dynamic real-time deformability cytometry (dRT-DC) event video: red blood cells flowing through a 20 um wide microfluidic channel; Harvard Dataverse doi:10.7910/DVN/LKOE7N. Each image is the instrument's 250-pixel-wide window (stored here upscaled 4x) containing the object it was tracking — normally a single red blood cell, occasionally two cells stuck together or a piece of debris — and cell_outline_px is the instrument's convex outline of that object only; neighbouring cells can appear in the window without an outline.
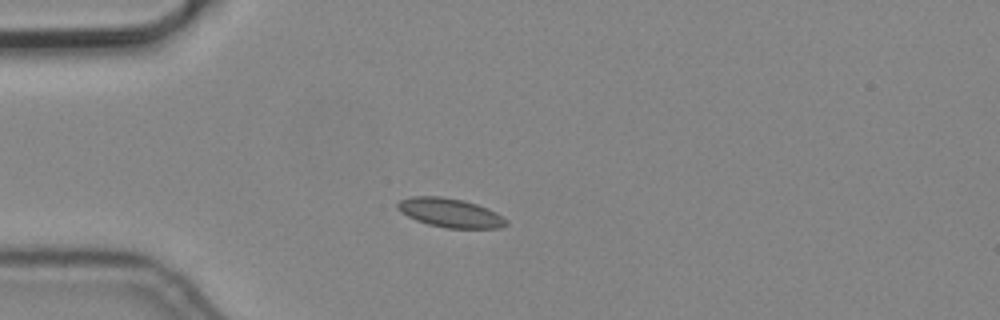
{"species": "common noctule bat (a hibernating species)", "species_latin": "Nyctalus noctula", "temperature_condition": "cold", "stored_images_in_passage": 3, "camera_frame_rate_fps": 3000, "um_per_image_px": 0.085, "animal": {"sex": "male", "body_mass_g": 19.2, "forearm_length_mm": 51.8}, "frame": {"image": 1, "passage_image": 1, "time_ms": 0.0, "image_size_px": [1000, 320], "cell_outline_px": [[508, 224], [500, 228], [448, 228], [428, 224], [416, 220], [400, 212], [396, 208], [396, 204], [400, 200], [412, 196], [440, 196], [464, 200], [488, 208], [496, 212], [508, 220]], "centroid_in_image_um": [38.26, 18.08], "position_along_channel_um": 46.7, "area_um2": 18.44}}